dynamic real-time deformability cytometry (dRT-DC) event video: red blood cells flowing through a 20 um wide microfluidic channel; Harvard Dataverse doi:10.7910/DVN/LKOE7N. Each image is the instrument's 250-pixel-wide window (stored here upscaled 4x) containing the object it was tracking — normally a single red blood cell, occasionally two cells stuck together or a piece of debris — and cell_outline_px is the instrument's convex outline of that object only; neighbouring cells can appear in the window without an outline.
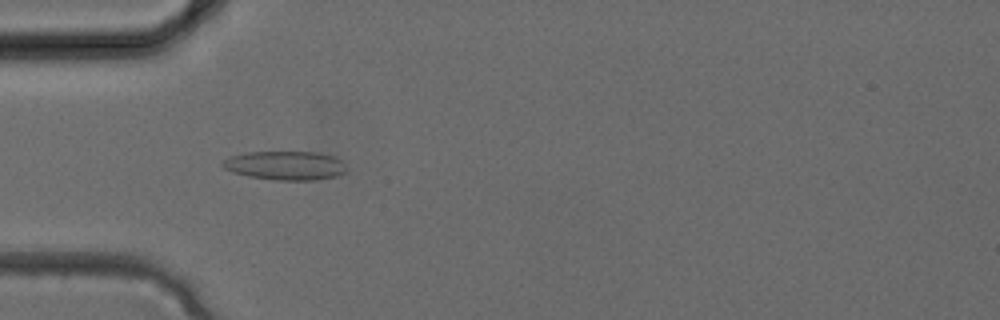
{"species": "common noctule bat (a hibernating species)", "species_latin": "Nyctalus noctula", "temperature_condition": "cold", "stored_images_in_passage": 35, "camera_frame_rate_fps": 3000, "um_per_image_px": 0.085, "animal": {"sex": "female", "body_mass_g": 24.6, "forearm_length_mm": 56.2}, "frame": {"image": 1, "passage_image": 11, "time_ms": 3.333, "image_size_px": [1000, 320], "cell_outline_px": [[344, 172], [336, 176], [312, 180], [272, 180], [248, 176], [232, 172], [224, 168], [220, 164], [224, 160], [232, 156], [248, 152], [320, 152], [336, 156], [344, 164]], "centroid_in_image_um": [24.24, 14.06], "position_along_channel_um": 60.8, "area_um2": 20.81}}
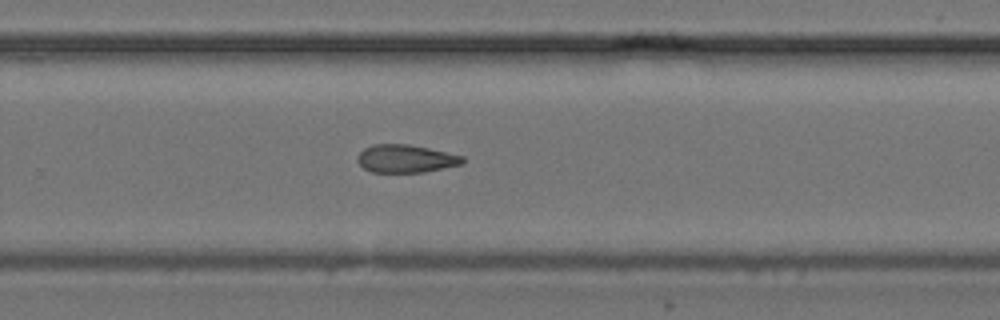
{"frame": {"image": 2, "passage_image": 23, "time_ms": 7.333, "image_size_px": [1000, 320], "cell_outline_px": [[464, 164], [424, 172], [372, 172], [364, 168], [356, 160], [356, 156], [364, 148], [372, 144], [408, 144], [428, 148], [464, 156]], "centroid_in_image_um": [34.48, 13.48], "position_along_channel_um": 295.3, "area_um2": 17.17}}
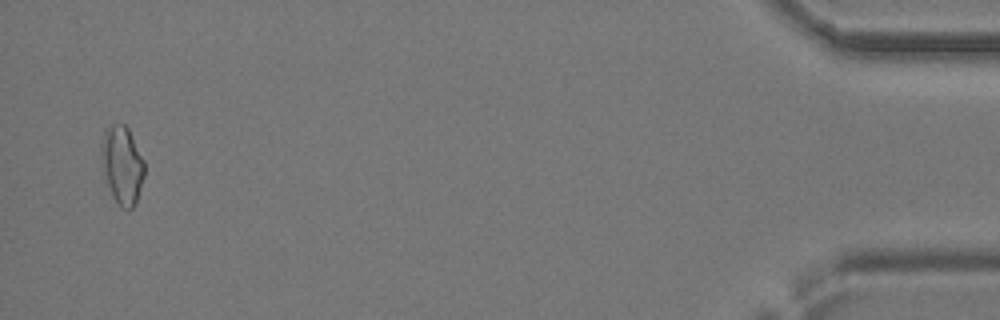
{"frame": {"image": 3, "passage_image": 34, "time_ms": 11.0, "image_size_px": [1000, 320], "cell_outline_px": [[144, 176], [136, 204], [128, 212], [120, 208], [112, 196], [100, 160], [100, 144], [104, 132], [112, 124], [124, 124], [128, 128], [144, 160]], "centroid_in_image_um": [10.38, 14.06], "position_along_channel_um": 424.8, "area_um2": 19.83}}